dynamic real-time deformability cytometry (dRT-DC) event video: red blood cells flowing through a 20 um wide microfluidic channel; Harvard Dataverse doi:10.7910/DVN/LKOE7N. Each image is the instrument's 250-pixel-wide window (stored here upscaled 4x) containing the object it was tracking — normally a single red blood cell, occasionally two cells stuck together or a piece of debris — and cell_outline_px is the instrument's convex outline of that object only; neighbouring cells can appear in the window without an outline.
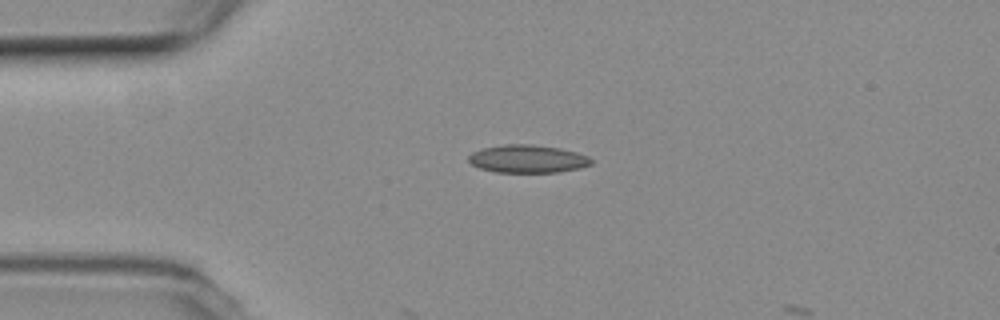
{"species": "common noctule bat (a hibernating species)", "species_latin": "Nyctalus noctula", "temperature_condition": "room temperature", "stored_images_in_passage": 8, "camera_frame_rate_fps": 3000, "um_per_image_px": 0.085, "animal": {"sex": "female", "body_mass_g": 19.3, "forearm_length_mm": 54.1}, "frame": {"image": 1, "passage_image": 6, "time_ms": 1.667, "image_size_px": [1000, 320], "cell_outline_px": [[592, 164], [580, 168], [560, 172], [496, 172], [480, 168], [472, 164], [468, 160], [468, 156], [472, 152], [484, 148], [504, 144], [532, 144], [560, 148], [576, 152], [588, 156], [592, 160]], "centroid_in_image_um": [44.86, 13.5], "position_along_channel_um": 40.1, "area_um2": 19.94}}